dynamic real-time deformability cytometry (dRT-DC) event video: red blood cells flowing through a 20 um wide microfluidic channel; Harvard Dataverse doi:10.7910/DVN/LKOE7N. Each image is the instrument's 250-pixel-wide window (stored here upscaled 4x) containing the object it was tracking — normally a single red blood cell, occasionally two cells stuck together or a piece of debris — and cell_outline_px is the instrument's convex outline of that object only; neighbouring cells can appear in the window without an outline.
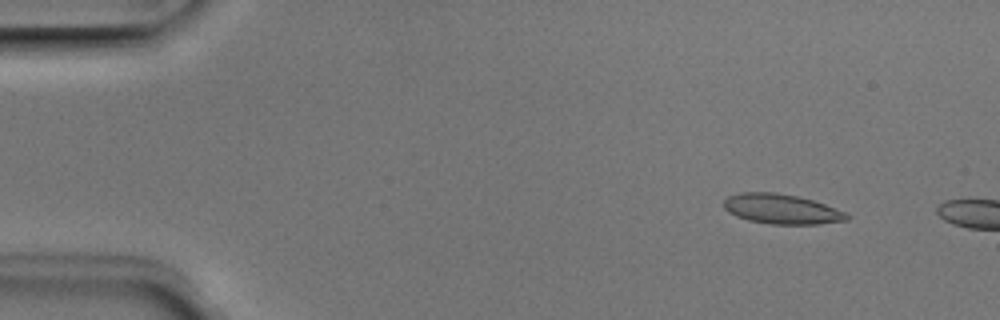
{"species": "Egyptian fruit bat (a non-hibernating species)", "species_latin": "Rousettus aegyptiacus", "temperature_condition": "room temperature", "stored_images_in_passage": 3, "camera_frame_rate_fps": 3000, "um_per_image_px": 0.085, "animal": {"sex": "male"}, "frame": {"image": 1, "passage_image": 2, "time_ms": 0.333, "image_size_px": [1000, 320], "cell_outline_px": [[852, 216], [848, 220], [820, 224], [772, 224], [748, 220], [736, 216], [728, 212], [724, 208], [724, 200], [728, 196], [740, 192], [776, 192], [796, 196], [812, 200], [824, 204], [844, 212]], "centroid_in_image_um": [66.42, 17.77], "position_along_channel_um": 18.6, "area_um2": 21.39}}